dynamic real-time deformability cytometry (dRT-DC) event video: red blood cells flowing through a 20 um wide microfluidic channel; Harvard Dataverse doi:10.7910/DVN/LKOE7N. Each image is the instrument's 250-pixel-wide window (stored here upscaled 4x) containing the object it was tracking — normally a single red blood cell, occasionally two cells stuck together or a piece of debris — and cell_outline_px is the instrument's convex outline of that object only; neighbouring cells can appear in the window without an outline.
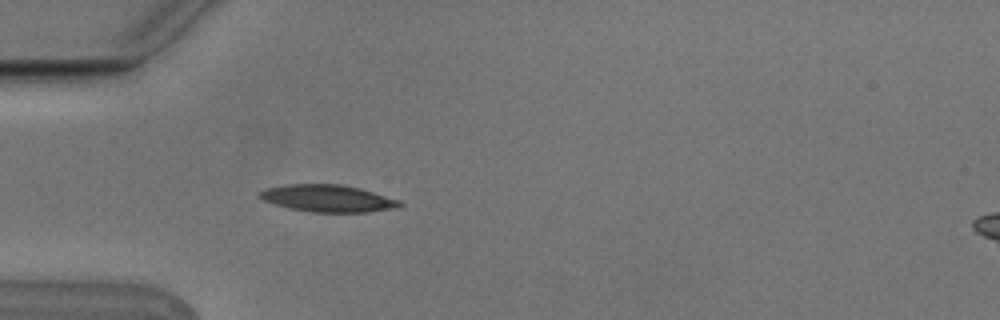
{"species": "Egyptian fruit bat (a non-hibernating species)", "species_latin": "Rousettus aegyptiacus", "temperature_condition": "cold", "stored_images_in_passage": 4, "camera_frame_rate_fps": 3000, "um_per_image_px": 0.085, "animal": {"sex": "male"}, "frame": {"image": 1, "passage_image": 4, "time_ms": 1.0, "image_size_px": [1000, 320], "cell_outline_px": [[404, 204], [400, 208], [368, 212], [312, 212], [288, 208], [264, 200], [256, 196], [264, 188], [288, 184], [340, 184], [360, 188], [400, 200]], "centroid_in_image_um": [27.89, 16.86], "position_along_channel_um": 57.1, "area_um2": 22.25}}